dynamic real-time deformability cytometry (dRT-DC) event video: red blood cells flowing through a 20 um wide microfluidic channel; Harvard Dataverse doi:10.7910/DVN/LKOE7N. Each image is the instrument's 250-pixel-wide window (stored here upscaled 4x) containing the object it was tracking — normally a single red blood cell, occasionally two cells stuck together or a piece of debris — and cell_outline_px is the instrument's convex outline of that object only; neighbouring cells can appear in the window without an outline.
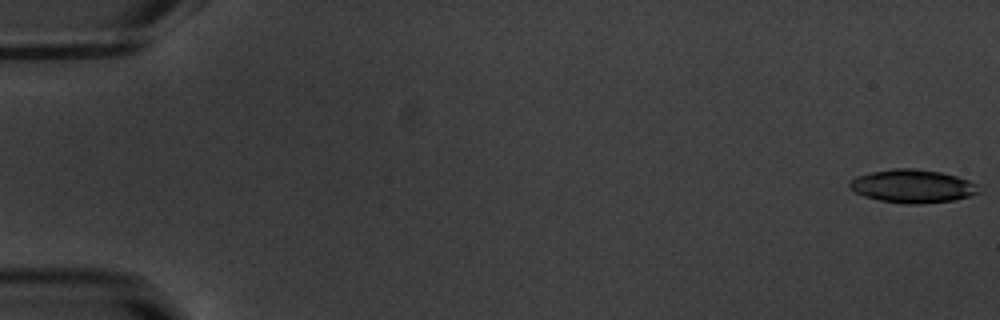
{"species": "common noctule bat (a hibernating species)", "species_latin": "Nyctalus noctula", "temperature_condition": "warm", "stored_images_in_passage": 12, "camera_frame_rate_fps": 3000, "um_per_image_px": 0.085, "animal": {"sex": "male", "body_mass_g": 20.1, "forearm_length_mm": 53.5}, "frame": {"image": 1, "passage_image": 1, "time_ms": 0.0, "image_size_px": [1000, 320], "cell_outline_px": [[984, 192], [956, 200], [920, 204], [908, 204], [880, 200], [864, 196], [856, 192], [848, 184], [856, 176], [872, 172], [892, 168], [912, 168], [940, 172], [956, 176], [968, 180], [976, 184]], "centroid_in_image_um": [77.63, 15.83], "position_along_channel_um": 7.4, "area_um2": 25.03}}